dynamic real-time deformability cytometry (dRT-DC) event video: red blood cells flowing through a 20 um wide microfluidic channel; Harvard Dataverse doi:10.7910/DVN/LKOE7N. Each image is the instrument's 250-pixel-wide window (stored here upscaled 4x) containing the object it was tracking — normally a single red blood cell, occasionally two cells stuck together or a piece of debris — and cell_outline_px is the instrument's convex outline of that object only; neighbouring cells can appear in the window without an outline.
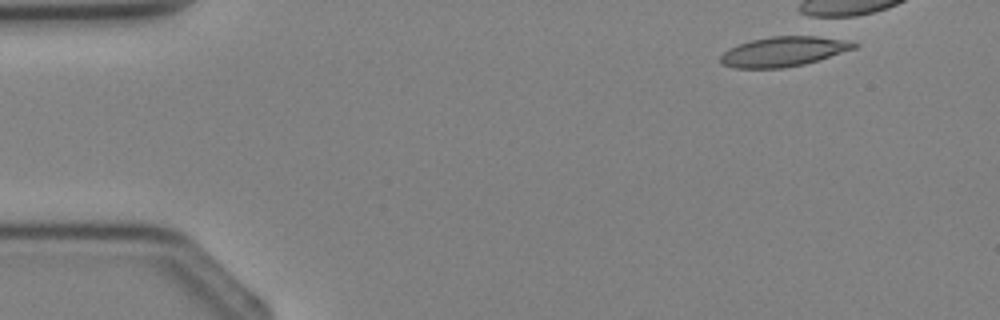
{"species": "Egyptian fruit bat (a non-hibernating species)", "species_latin": "Rousettus aegyptiacus", "temperature_condition": "cold", "stored_images_in_passage": 3, "camera_frame_rate_fps": 3000, "um_per_image_px": 0.085, "animal": {"sex": "female"}, "frame": {"image": 1, "passage_image": 1, "time_ms": 0.0, "image_size_px": [1000, 320], "cell_outline_px": [[860, 44], [856, 48], [804, 64], [784, 68], [732, 68], [724, 64], [720, 60], [720, 56], [724, 52], [740, 44], [752, 40], [772, 36], [808, 32]], "centroid_in_image_um": [66.67, 4.33], "position_along_channel_um": 18.3, "area_um2": 23.7}}